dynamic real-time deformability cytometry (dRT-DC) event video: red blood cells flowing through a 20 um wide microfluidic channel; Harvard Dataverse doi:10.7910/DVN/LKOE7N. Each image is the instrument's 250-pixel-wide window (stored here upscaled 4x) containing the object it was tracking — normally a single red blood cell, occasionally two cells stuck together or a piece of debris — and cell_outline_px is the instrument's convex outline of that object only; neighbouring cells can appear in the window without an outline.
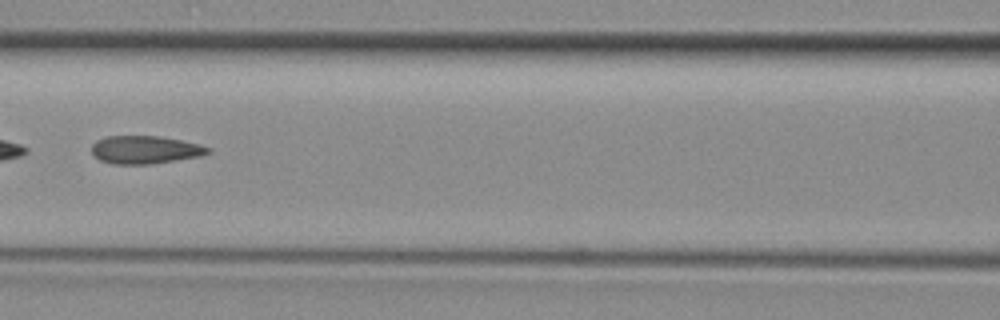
{"species": "common noctule bat (a hibernating species)", "species_latin": "Nyctalus noctula", "temperature_condition": "room temperature", "stored_images_in_passage": 45, "camera_frame_rate_fps": 3000, "um_per_image_px": 0.085, "animal": {"sex": "female", "body_mass_g": 29.2, "forearm_length_mm": 56.3}, "frame": {"image": 1, "passage_image": 20, "time_ms": 6.333, "image_size_px": [1000, 320], "cell_outline_px": [[212, 152], [200, 156], [152, 164], [116, 164], [100, 160], [92, 152], [92, 144], [96, 140], [108, 136], [160, 136], [200, 144], [212, 148]], "centroid_in_image_um": [12.37, 12.72], "position_along_channel_um": 154.2, "area_um2": 18.96}}